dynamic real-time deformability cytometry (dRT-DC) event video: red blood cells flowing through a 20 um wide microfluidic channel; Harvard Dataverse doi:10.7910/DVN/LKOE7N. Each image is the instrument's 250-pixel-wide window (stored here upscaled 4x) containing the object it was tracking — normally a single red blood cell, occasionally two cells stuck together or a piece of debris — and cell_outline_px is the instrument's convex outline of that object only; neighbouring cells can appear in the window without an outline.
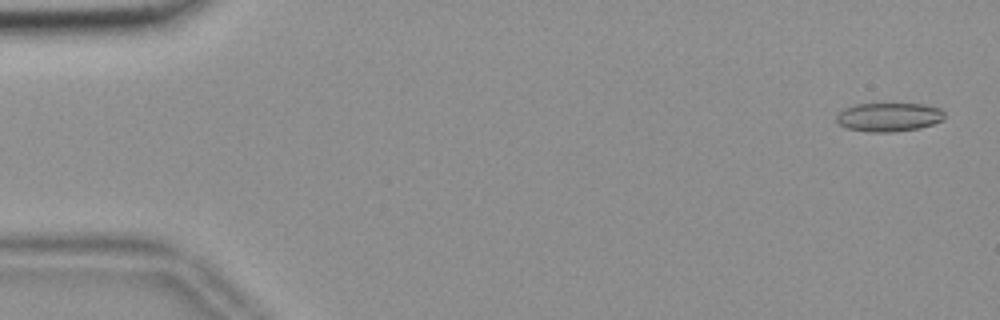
{"species": "common noctule bat (a hibernating species)", "species_latin": "Nyctalus noctula", "temperature_condition": "room temperature", "stored_images_in_passage": 55, "camera_frame_rate_fps": 3000, "um_per_image_px": 0.085, "animal": {"sex": "female", "body_mass_g": 18.4}, "frame": {"image": 1, "passage_image": 2, "time_ms": 0.333, "image_size_px": [1000, 320], "cell_outline_px": [[944, 120], [920, 128], [892, 132], [868, 132], [848, 128], [840, 124], [836, 120], [836, 116], [844, 108], [856, 104], [924, 104], [940, 108], [944, 112]], "centroid_in_image_um": [75.57, 9.95], "position_along_channel_um": 9.4, "area_um2": 18.09}}
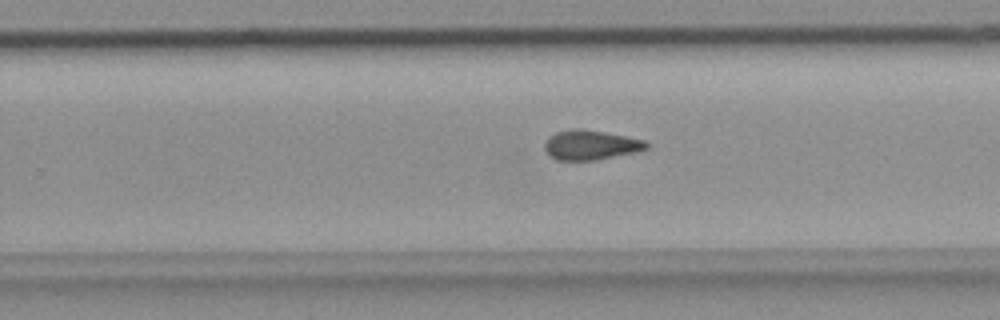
{"frame": {"image": 2, "passage_image": 35, "time_ms": 11.333, "image_size_px": [1000, 320], "cell_outline_px": [[648, 148], [636, 152], [596, 160], [556, 160], [548, 156], [544, 148], [544, 144], [548, 136], [556, 132], [572, 128], [580, 128], [604, 132], [644, 140], [648, 144]], "centroid_in_image_um": [50.15, 12.32], "position_along_channel_um": 279.6, "area_um2": 17.69}}
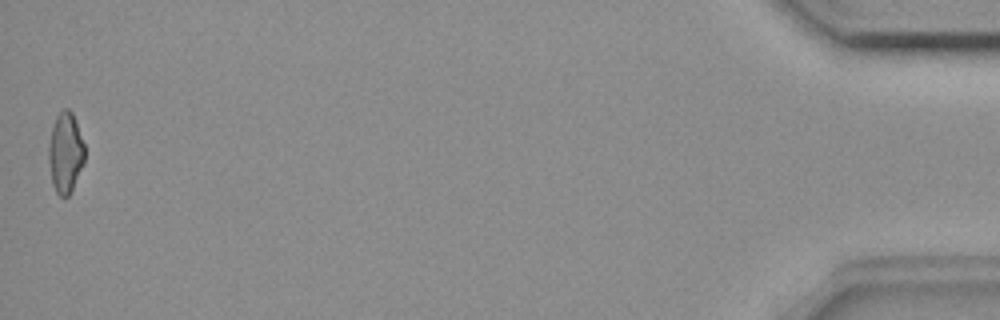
{"frame": {"image": 3, "passage_image": 55, "time_ms": 18.0, "image_size_px": [1000, 320], "cell_outline_px": [[84, 164], [72, 192], [68, 196], [60, 196], [56, 192], [52, 184], [48, 160], [48, 144], [52, 128], [56, 116], [64, 108], [68, 108], [72, 112], [76, 120], [84, 144]], "centroid_in_image_um": [5.56, 13.0], "position_along_channel_um": 429.6, "area_um2": 17.17}, "authors_computed_cell_mechanics": {"area_um2": 17.6868, "velocity_mm_per_s": 3.6756, "shape_relaxation_time_tau1_ms": null, "shape_relaxation_time_tau2_ms": 3.5239, "deformation_change_tau1": null, "deformation_change_tau2": 0.1218}}